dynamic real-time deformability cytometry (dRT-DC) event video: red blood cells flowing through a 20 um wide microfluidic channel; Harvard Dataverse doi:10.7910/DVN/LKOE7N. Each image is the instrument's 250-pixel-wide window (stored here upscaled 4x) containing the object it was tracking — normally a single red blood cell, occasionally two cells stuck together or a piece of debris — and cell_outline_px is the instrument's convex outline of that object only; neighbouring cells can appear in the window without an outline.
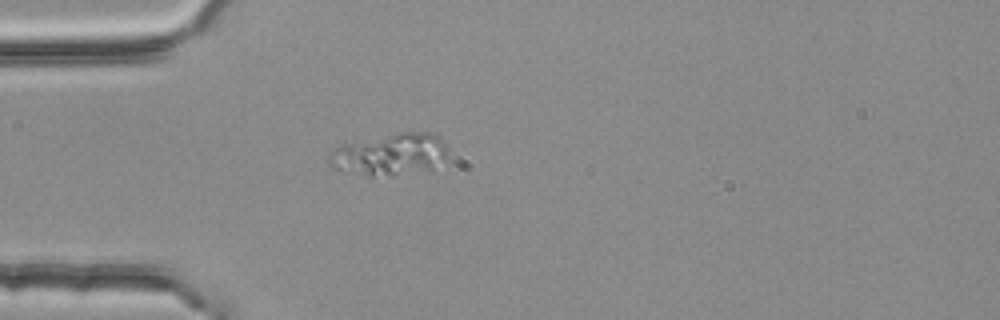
{"species": "common noctule bat (a hibernating species)", "species_latin": "Nyctalus noctula", "temperature_condition": "room temperature", "stored_images_in_passage": 1, "camera_frame_rate_fps": 3000, "um_per_image_px": 0.085, "animal": {"sex": "female", "body_mass_g": 25.1}, "frame": {"image": 1, "passage_image": 1, "time_ms": 0.0, "image_size_px": [1000, 320], "cell_outline_px": [[448, 160], [432, 168], [392, 176], [368, 176], [332, 168], [328, 164], [328, 152], [344, 144], [396, 132], [432, 132], [440, 136], [444, 140], [448, 148]], "centroid_in_image_um": [33.2, 13.11], "position_along_channel_um": 51.8, "area_um2": 29.54}}